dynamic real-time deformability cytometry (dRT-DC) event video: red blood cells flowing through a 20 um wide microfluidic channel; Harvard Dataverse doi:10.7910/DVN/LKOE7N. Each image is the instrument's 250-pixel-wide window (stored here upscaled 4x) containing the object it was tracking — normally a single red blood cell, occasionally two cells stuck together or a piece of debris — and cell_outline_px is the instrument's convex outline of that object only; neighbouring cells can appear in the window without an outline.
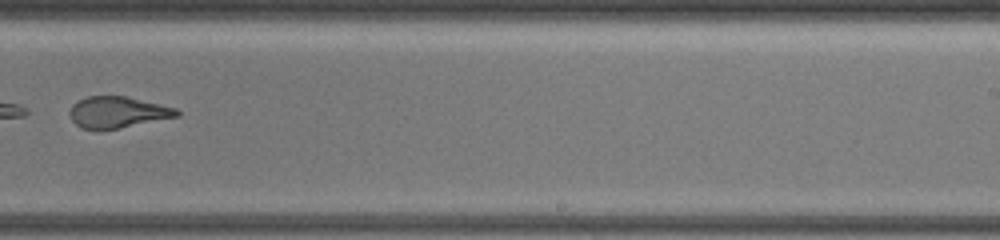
{"species": "common noctule bat (a hibernating species)", "species_latin": "Nyctalus noctula", "temperature_condition": "warm", "stored_images_in_passage": 40, "camera_frame_rate_fps": 3000, "um_per_image_px": 0.085, "animal": {"sex": "female", "body_mass_g": 19.5, "forearm_length_mm": 54.1}, "frame": {"image": 1, "passage_image": 32, "time_ms": 14.0, "image_size_px": [1000, 240], "cell_outline_px": [[180, 116], [120, 128], [80, 128], [72, 120], [68, 112], [72, 104], [88, 96], [128, 96], [176, 108], [180, 112]], "centroid_in_image_um": [10.02, 9.52], "position_along_channel_um": 279.0, "area_um2": 19.42}}